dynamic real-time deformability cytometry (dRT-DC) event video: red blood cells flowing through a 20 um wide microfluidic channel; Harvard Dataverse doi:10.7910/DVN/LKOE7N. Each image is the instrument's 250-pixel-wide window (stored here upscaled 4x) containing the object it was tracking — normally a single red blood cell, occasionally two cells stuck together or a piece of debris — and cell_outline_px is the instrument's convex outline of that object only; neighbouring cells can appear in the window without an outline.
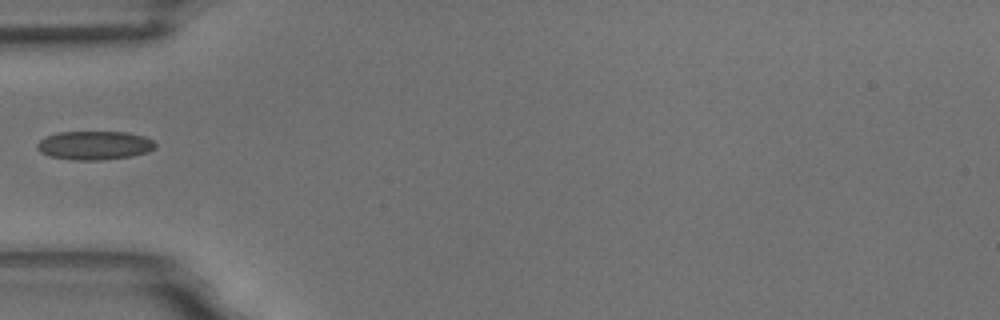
{"species": "common noctule bat (a hibernating species)", "species_latin": "Nyctalus noctula", "temperature_condition": "room temperature", "stored_images_in_passage": 7, "camera_frame_rate_fps": 3000, "um_per_image_px": 0.085, "animal": {"sex": "male", "body_mass_g": 18.8}, "frame": {"image": 1, "passage_image": 5, "time_ms": 5.0, "image_size_px": [1000, 320], "cell_outline_px": [[156, 148], [148, 152], [132, 156], [100, 160], [72, 160], [48, 156], [40, 152], [36, 148], [36, 144], [44, 136], [60, 132], [128, 132], [144, 136], [152, 140], [156, 144]], "centroid_in_image_um": [8.01, 12.36], "position_along_channel_um": 77.0, "area_um2": 20.0}}